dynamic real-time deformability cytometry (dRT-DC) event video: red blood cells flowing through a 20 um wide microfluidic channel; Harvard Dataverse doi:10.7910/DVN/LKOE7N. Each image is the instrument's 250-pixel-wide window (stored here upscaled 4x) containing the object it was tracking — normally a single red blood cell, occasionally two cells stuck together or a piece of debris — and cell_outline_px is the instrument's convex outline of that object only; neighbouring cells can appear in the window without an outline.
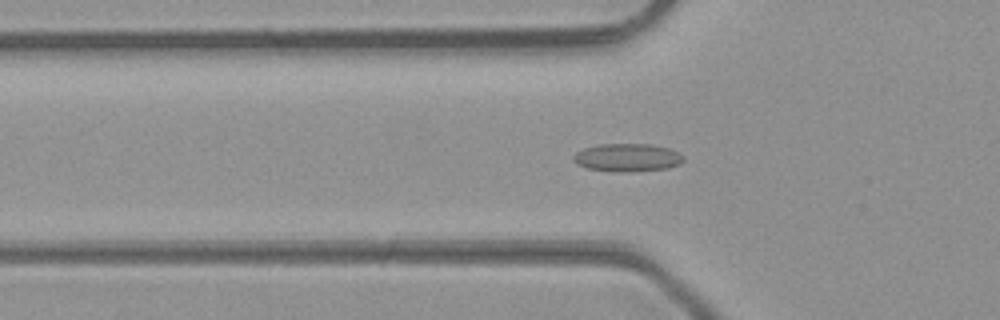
{"species": "common noctule bat (a hibernating species)", "species_latin": "Nyctalus noctula", "temperature_condition": "room temperature", "stored_images_in_passage": 37, "camera_frame_rate_fps": 3000, "um_per_image_px": 0.085, "animal": {"sex": "male", "body_mass_g": 23.1, "forearm_length_mm": 52.7}, "frame": {"image": 1, "passage_image": 12, "time_ms": 3.667, "image_size_px": [1000, 320], "cell_outline_px": [[684, 160], [680, 164], [668, 168], [628, 172], [612, 172], [588, 168], [576, 164], [572, 160], [572, 156], [576, 152], [584, 148], [600, 144], [652, 144], [672, 148], [680, 152], [684, 156]], "centroid_in_image_um": [53.35, 13.39], "position_along_channel_um": 72.4, "area_um2": 18.32}}
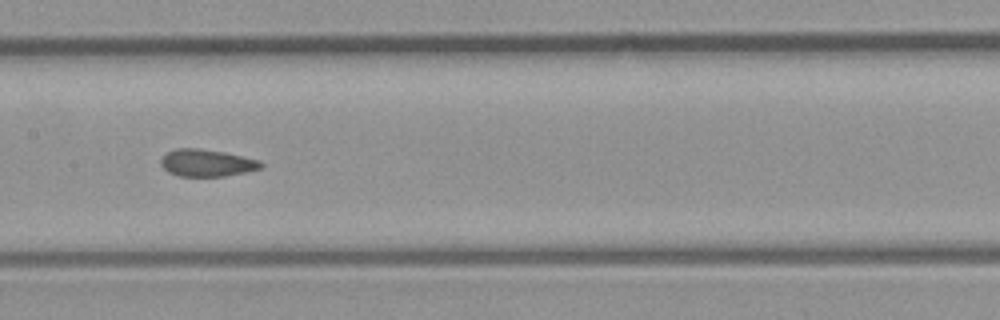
{"frame": {"image": 2, "passage_image": 20, "time_ms": 6.333, "image_size_px": [1000, 320], "cell_outline_px": [[264, 168], [224, 176], [180, 176], [168, 172], [160, 164], [160, 156], [176, 148], [200, 148], [224, 152], [260, 160], [264, 164]], "centroid_in_image_um": [17.57, 13.84], "position_along_channel_um": 189.8, "area_um2": 15.95}}
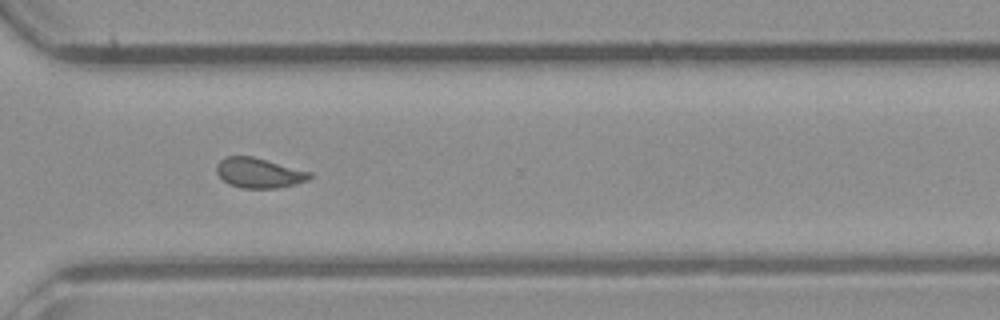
{"frame": {"image": 3, "passage_image": 31, "time_ms": 10.0, "image_size_px": [1000, 320], "cell_outline_px": [[312, 176], [308, 180], [296, 184], [276, 188], [240, 188], [228, 184], [216, 172], [216, 164], [224, 156], [252, 156], [312, 172]], "centroid_in_image_um": [22.0, 14.69], "position_along_channel_um": 348.6, "area_um2": 16.36}, "authors_computed_cell_mechanics": {"area_um2": 16.3574, "velocity_mm_per_s": 4.3428, "shape_relaxation_time_tau1_ms": null, "shape_relaxation_time_tau2_ms": 1.1097, "deformation_change_tau1": null, "deformation_change_tau2": 0.081}}